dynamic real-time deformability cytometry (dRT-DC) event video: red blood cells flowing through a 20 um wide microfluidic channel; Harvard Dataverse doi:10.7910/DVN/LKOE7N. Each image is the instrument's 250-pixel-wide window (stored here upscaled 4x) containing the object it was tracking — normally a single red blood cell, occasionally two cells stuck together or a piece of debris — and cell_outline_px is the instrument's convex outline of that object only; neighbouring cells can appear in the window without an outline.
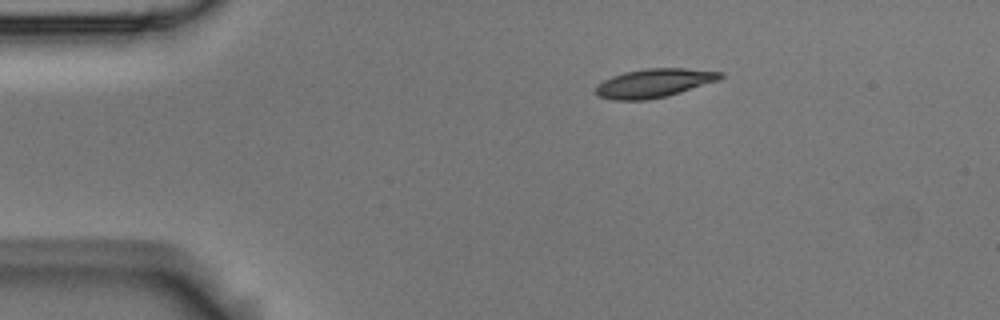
{"species": "Egyptian fruit bat (a non-hibernating species)", "species_latin": "Rousettus aegyptiacus", "temperature_condition": "room temperature", "stored_images_in_passage": 9, "camera_frame_rate_fps": 3000, "um_per_image_px": 0.085, "animal": {"sex": "male"}, "frame": {"image": 1, "passage_image": 1, "time_ms": 0.0, "image_size_px": [1000, 320], "cell_outline_px": [[724, 76], [720, 80], [668, 96], [644, 100], [612, 100], [596, 96], [596, 88], [604, 80], [612, 76], [624, 72], [648, 68], [684, 68], [724, 72]], "centroid_in_image_um": [55.63, 7.06], "position_along_channel_um": 29.4, "area_um2": 20.92}}
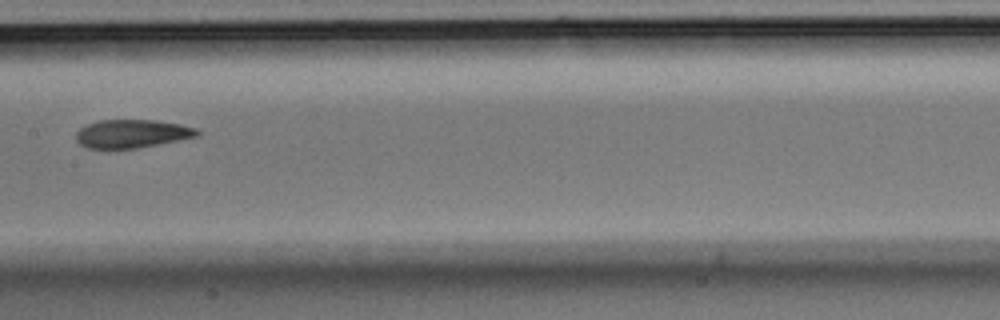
{"frame": {"image": 2, "passage_image": 6, "time_ms": 1.667, "image_size_px": [1000, 320], "cell_outline_px": [[200, 136], [136, 148], [88, 148], [80, 144], [76, 140], [76, 132], [80, 128], [88, 124], [100, 120], [156, 120], [180, 124], [196, 128], [200, 132]], "centroid_in_image_um": [11.23, 11.36], "position_along_channel_um": 196.2, "area_um2": 19.88}}
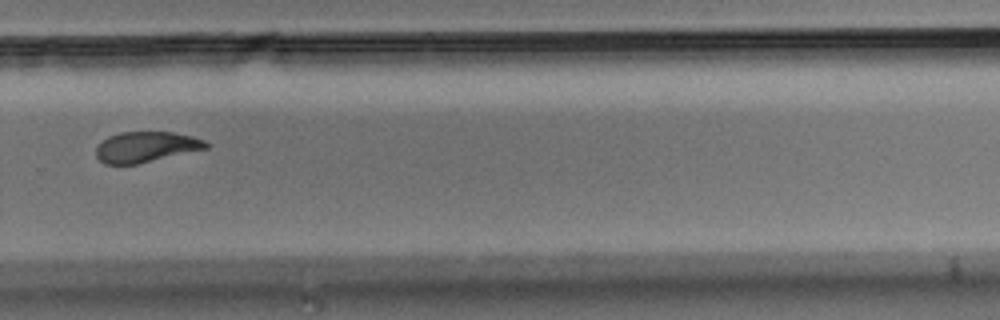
{"frame": {"image": 3, "passage_image": 9, "time_ms": 2.667, "image_size_px": [1000, 320], "cell_outline_px": [[212, 144], [208, 148], [136, 164], [104, 164], [96, 156], [96, 148], [108, 136], [120, 132], [172, 132], [192, 136], [204, 140]], "centroid_in_image_um": [12.43, 12.48], "position_along_channel_um": 317.4, "area_um2": 19.48}}